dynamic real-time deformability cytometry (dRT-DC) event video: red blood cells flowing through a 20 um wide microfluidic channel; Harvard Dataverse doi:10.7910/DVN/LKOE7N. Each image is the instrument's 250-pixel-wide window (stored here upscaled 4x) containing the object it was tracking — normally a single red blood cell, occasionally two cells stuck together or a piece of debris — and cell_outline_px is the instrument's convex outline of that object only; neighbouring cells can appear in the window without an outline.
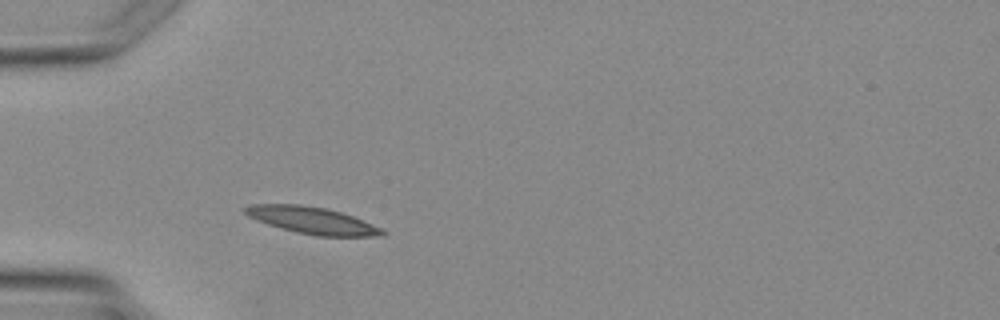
{"species": "Egyptian fruit bat (a non-hibernating species)", "species_latin": "Rousettus aegyptiacus", "temperature_condition": "warm", "stored_images_in_passage": 2, "camera_frame_rate_fps": 3000, "um_per_image_px": 0.085, "animal": {"sex": "female"}, "frame": {"image": 1, "passage_image": 2, "time_ms": 1.0, "image_size_px": [1000, 320], "cell_outline_px": [[388, 232], [384, 236], [316, 236], [296, 232], [280, 228], [256, 220], [248, 216], [240, 208], [252, 204], [300, 204], [328, 208], [352, 216], [380, 228]], "centroid_in_image_um": [26.49, 18.73], "position_along_channel_um": 58.5, "area_um2": 21.56}}